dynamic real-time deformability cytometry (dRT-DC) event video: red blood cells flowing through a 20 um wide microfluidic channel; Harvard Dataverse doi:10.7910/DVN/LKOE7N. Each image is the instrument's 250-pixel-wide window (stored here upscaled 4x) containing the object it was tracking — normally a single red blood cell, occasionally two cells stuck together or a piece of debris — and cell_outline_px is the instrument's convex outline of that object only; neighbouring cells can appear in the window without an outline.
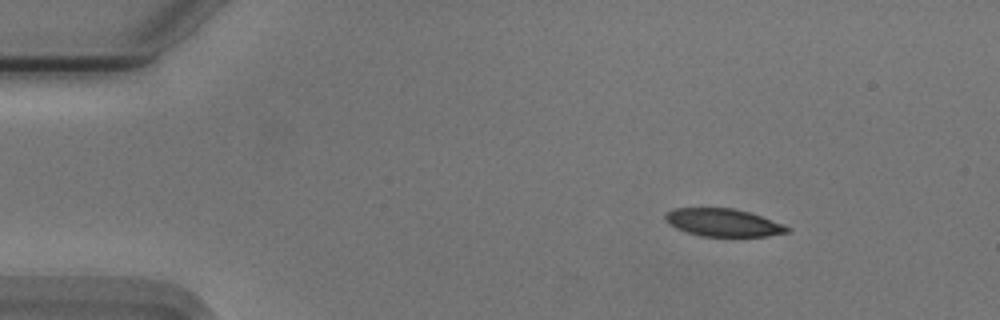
{"species": "Egyptian fruit bat (a non-hibernating species)", "species_latin": "Rousettus aegyptiacus", "temperature_condition": "cold", "stored_images_in_passage": 13, "camera_frame_rate_fps": 3000, "um_per_image_px": 0.085, "animal": {"sex": "male"}, "frame": {"image": 1, "passage_image": 1, "time_ms": 0.0, "image_size_px": [1000, 320], "cell_outline_px": [[792, 228], [788, 232], [768, 236], [700, 236], [676, 228], [668, 224], [664, 220], [664, 216], [672, 208], [732, 208], [748, 212], [784, 224]], "centroid_in_image_um": [61.46, 18.92], "position_along_channel_um": 23.5, "area_um2": 19.65}}
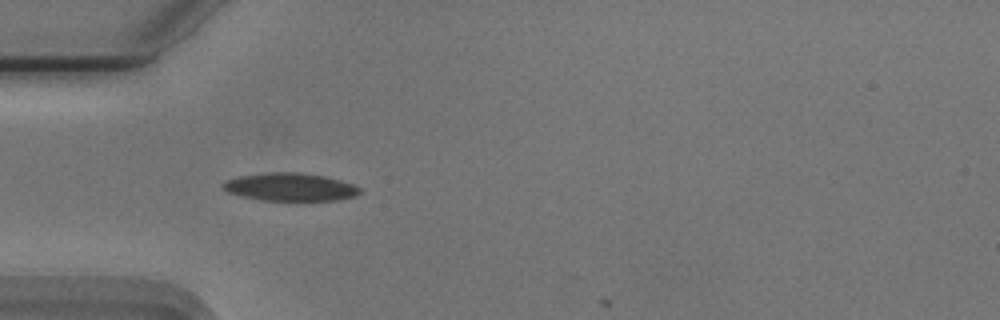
{"frame": {"image": 2, "passage_image": 10, "time_ms": 3.0, "image_size_px": [1000, 320], "cell_outline_px": [[360, 192], [356, 196], [340, 200], [260, 200], [228, 192], [220, 184], [228, 180], [240, 176], [268, 172], [296, 172], [324, 176], [340, 180], [352, 184], [360, 188]], "centroid_in_image_um": [24.69, 15.89], "position_along_channel_um": 60.3, "area_um2": 22.02}}